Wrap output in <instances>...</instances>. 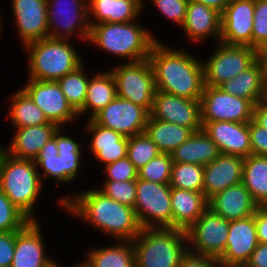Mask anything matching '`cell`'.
Masks as SVG:
<instances>
[{
	"label": "cell",
	"mask_w": 267,
	"mask_h": 267,
	"mask_svg": "<svg viewBox=\"0 0 267 267\" xmlns=\"http://www.w3.org/2000/svg\"><path fill=\"white\" fill-rule=\"evenodd\" d=\"M95 187L58 194L55 205L101 236L106 235L109 241H133L142 229L134 208L111 199Z\"/></svg>",
	"instance_id": "obj_1"
},
{
	"label": "cell",
	"mask_w": 267,
	"mask_h": 267,
	"mask_svg": "<svg viewBox=\"0 0 267 267\" xmlns=\"http://www.w3.org/2000/svg\"><path fill=\"white\" fill-rule=\"evenodd\" d=\"M188 48L175 49L157 40L151 47L149 61L156 89L192 100H201L204 89L202 58Z\"/></svg>",
	"instance_id": "obj_2"
},
{
	"label": "cell",
	"mask_w": 267,
	"mask_h": 267,
	"mask_svg": "<svg viewBox=\"0 0 267 267\" xmlns=\"http://www.w3.org/2000/svg\"><path fill=\"white\" fill-rule=\"evenodd\" d=\"M140 19L128 23L90 25L88 46L93 45L116 60L124 59V63L148 59L152 45L161 39L151 32L152 29L144 27Z\"/></svg>",
	"instance_id": "obj_3"
},
{
	"label": "cell",
	"mask_w": 267,
	"mask_h": 267,
	"mask_svg": "<svg viewBox=\"0 0 267 267\" xmlns=\"http://www.w3.org/2000/svg\"><path fill=\"white\" fill-rule=\"evenodd\" d=\"M22 51L28 61L26 79L58 81L85 62L74 40L47 37L27 44Z\"/></svg>",
	"instance_id": "obj_4"
},
{
	"label": "cell",
	"mask_w": 267,
	"mask_h": 267,
	"mask_svg": "<svg viewBox=\"0 0 267 267\" xmlns=\"http://www.w3.org/2000/svg\"><path fill=\"white\" fill-rule=\"evenodd\" d=\"M45 186L32 159H18L4 152L0 161V189L30 221H39L35 209Z\"/></svg>",
	"instance_id": "obj_5"
},
{
	"label": "cell",
	"mask_w": 267,
	"mask_h": 267,
	"mask_svg": "<svg viewBox=\"0 0 267 267\" xmlns=\"http://www.w3.org/2000/svg\"><path fill=\"white\" fill-rule=\"evenodd\" d=\"M132 243L136 267H179L188 251L186 232L177 228H142Z\"/></svg>",
	"instance_id": "obj_6"
},
{
	"label": "cell",
	"mask_w": 267,
	"mask_h": 267,
	"mask_svg": "<svg viewBox=\"0 0 267 267\" xmlns=\"http://www.w3.org/2000/svg\"><path fill=\"white\" fill-rule=\"evenodd\" d=\"M111 68L108 69L114 77L117 96L142 106L150 113L157 89L149 59L133 63L121 61Z\"/></svg>",
	"instance_id": "obj_7"
},
{
	"label": "cell",
	"mask_w": 267,
	"mask_h": 267,
	"mask_svg": "<svg viewBox=\"0 0 267 267\" xmlns=\"http://www.w3.org/2000/svg\"><path fill=\"white\" fill-rule=\"evenodd\" d=\"M47 16L48 37L88 43L91 27L87 0H47Z\"/></svg>",
	"instance_id": "obj_8"
},
{
	"label": "cell",
	"mask_w": 267,
	"mask_h": 267,
	"mask_svg": "<svg viewBox=\"0 0 267 267\" xmlns=\"http://www.w3.org/2000/svg\"><path fill=\"white\" fill-rule=\"evenodd\" d=\"M213 51L202 60L204 86L219 87L256 61V49L249 46L214 43Z\"/></svg>",
	"instance_id": "obj_9"
},
{
	"label": "cell",
	"mask_w": 267,
	"mask_h": 267,
	"mask_svg": "<svg viewBox=\"0 0 267 267\" xmlns=\"http://www.w3.org/2000/svg\"><path fill=\"white\" fill-rule=\"evenodd\" d=\"M134 210L142 228H172L171 186L137 178Z\"/></svg>",
	"instance_id": "obj_10"
},
{
	"label": "cell",
	"mask_w": 267,
	"mask_h": 267,
	"mask_svg": "<svg viewBox=\"0 0 267 267\" xmlns=\"http://www.w3.org/2000/svg\"><path fill=\"white\" fill-rule=\"evenodd\" d=\"M185 232L190 252L219 259L226 248L229 221L208 207Z\"/></svg>",
	"instance_id": "obj_11"
},
{
	"label": "cell",
	"mask_w": 267,
	"mask_h": 267,
	"mask_svg": "<svg viewBox=\"0 0 267 267\" xmlns=\"http://www.w3.org/2000/svg\"><path fill=\"white\" fill-rule=\"evenodd\" d=\"M21 88L34 103L45 113L47 119L58 127H67L79 122L78 112L71 106L61 91L57 81L25 79ZM78 119V120H77ZM77 120V121H76ZM69 126V127H68Z\"/></svg>",
	"instance_id": "obj_12"
},
{
	"label": "cell",
	"mask_w": 267,
	"mask_h": 267,
	"mask_svg": "<svg viewBox=\"0 0 267 267\" xmlns=\"http://www.w3.org/2000/svg\"><path fill=\"white\" fill-rule=\"evenodd\" d=\"M200 102L201 122L249 123L253 119L254 105L249 100L226 93L220 87L204 86Z\"/></svg>",
	"instance_id": "obj_13"
},
{
	"label": "cell",
	"mask_w": 267,
	"mask_h": 267,
	"mask_svg": "<svg viewBox=\"0 0 267 267\" xmlns=\"http://www.w3.org/2000/svg\"><path fill=\"white\" fill-rule=\"evenodd\" d=\"M149 115L150 113L142 106L116 96L92 119L97 124L129 138L145 131Z\"/></svg>",
	"instance_id": "obj_14"
},
{
	"label": "cell",
	"mask_w": 267,
	"mask_h": 267,
	"mask_svg": "<svg viewBox=\"0 0 267 267\" xmlns=\"http://www.w3.org/2000/svg\"><path fill=\"white\" fill-rule=\"evenodd\" d=\"M10 2L15 33L22 47L48 37L47 0H11Z\"/></svg>",
	"instance_id": "obj_15"
},
{
	"label": "cell",
	"mask_w": 267,
	"mask_h": 267,
	"mask_svg": "<svg viewBox=\"0 0 267 267\" xmlns=\"http://www.w3.org/2000/svg\"><path fill=\"white\" fill-rule=\"evenodd\" d=\"M150 116L156 120L202 130L201 102L156 90Z\"/></svg>",
	"instance_id": "obj_16"
},
{
	"label": "cell",
	"mask_w": 267,
	"mask_h": 267,
	"mask_svg": "<svg viewBox=\"0 0 267 267\" xmlns=\"http://www.w3.org/2000/svg\"><path fill=\"white\" fill-rule=\"evenodd\" d=\"M41 226V220L29 221L21 230L15 231V252L11 267H48L55 261L46 251V238Z\"/></svg>",
	"instance_id": "obj_17"
},
{
	"label": "cell",
	"mask_w": 267,
	"mask_h": 267,
	"mask_svg": "<svg viewBox=\"0 0 267 267\" xmlns=\"http://www.w3.org/2000/svg\"><path fill=\"white\" fill-rule=\"evenodd\" d=\"M255 0H230L221 14L219 42L252 47Z\"/></svg>",
	"instance_id": "obj_18"
},
{
	"label": "cell",
	"mask_w": 267,
	"mask_h": 267,
	"mask_svg": "<svg viewBox=\"0 0 267 267\" xmlns=\"http://www.w3.org/2000/svg\"><path fill=\"white\" fill-rule=\"evenodd\" d=\"M258 244L254 215L231 220L226 248L218 260L225 267H244Z\"/></svg>",
	"instance_id": "obj_19"
},
{
	"label": "cell",
	"mask_w": 267,
	"mask_h": 267,
	"mask_svg": "<svg viewBox=\"0 0 267 267\" xmlns=\"http://www.w3.org/2000/svg\"><path fill=\"white\" fill-rule=\"evenodd\" d=\"M83 130L87 132L89 139L85 144L86 151L94 157V161L101 163V166L114 163L117 160L127 157L128 137L122 136L113 129L97 124L93 119L85 120ZM90 141V142H89Z\"/></svg>",
	"instance_id": "obj_20"
},
{
	"label": "cell",
	"mask_w": 267,
	"mask_h": 267,
	"mask_svg": "<svg viewBox=\"0 0 267 267\" xmlns=\"http://www.w3.org/2000/svg\"><path fill=\"white\" fill-rule=\"evenodd\" d=\"M221 21V13L215 9L189 0L186 19L180 29L183 30L187 43L191 45L207 43L208 39L210 43H212L210 40L216 43L221 36Z\"/></svg>",
	"instance_id": "obj_21"
},
{
	"label": "cell",
	"mask_w": 267,
	"mask_h": 267,
	"mask_svg": "<svg viewBox=\"0 0 267 267\" xmlns=\"http://www.w3.org/2000/svg\"><path fill=\"white\" fill-rule=\"evenodd\" d=\"M202 129L223 154L246 158L252 154L249 123L202 122Z\"/></svg>",
	"instance_id": "obj_22"
},
{
	"label": "cell",
	"mask_w": 267,
	"mask_h": 267,
	"mask_svg": "<svg viewBox=\"0 0 267 267\" xmlns=\"http://www.w3.org/2000/svg\"><path fill=\"white\" fill-rule=\"evenodd\" d=\"M244 158L221 153L204 166L203 194L209 201L228 187L242 183Z\"/></svg>",
	"instance_id": "obj_23"
},
{
	"label": "cell",
	"mask_w": 267,
	"mask_h": 267,
	"mask_svg": "<svg viewBox=\"0 0 267 267\" xmlns=\"http://www.w3.org/2000/svg\"><path fill=\"white\" fill-rule=\"evenodd\" d=\"M59 127L55 123L13 129L5 153L18 159L34 160Z\"/></svg>",
	"instance_id": "obj_24"
},
{
	"label": "cell",
	"mask_w": 267,
	"mask_h": 267,
	"mask_svg": "<svg viewBox=\"0 0 267 267\" xmlns=\"http://www.w3.org/2000/svg\"><path fill=\"white\" fill-rule=\"evenodd\" d=\"M208 207L228 221L254 215L259 205L243 183L226 188L208 201Z\"/></svg>",
	"instance_id": "obj_25"
},
{
	"label": "cell",
	"mask_w": 267,
	"mask_h": 267,
	"mask_svg": "<svg viewBox=\"0 0 267 267\" xmlns=\"http://www.w3.org/2000/svg\"><path fill=\"white\" fill-rule=\"evenodd\" d=\"M89 24L128 23L143 15V0H87Z\"/></svg>",
	"instance_id": "obj_26"
},
{
	"label": "cell",
	"mask_w": 267,
	"mask_h": 267,
	"mask_svg": "<svg viewBox=\"0 0 267 267\" xmlns=\"http://www.w3.org/2000/svg\"><path fill=\"white\" fill-rule=\"evenodd\" d=\"M219 87L235 97L249 100L254 106L267 99V78L257 60Z\"/></svg>",
	"instance_id": "obj_27"
},
{
	"label": "cell",
	"mask_w": 267,
	"mask_h": 267,
	"mask_svg": "<svg viewBox=\"0 0 267 267\" xmlns=\"http://www.w3.org/2000/svg\"><path fill=\"white\" fill-rule=\"evenodd\" d=\"M172 228L186 231L208 208L203 193L171 188Z\"/></svg>",
	"instance_id": "obj_28"
},
{
	"label": "cell",
	"mask_w": 267,
	"mask_h": 267,
	"mask_svg": "<svg viewBox=\"0 0 267 267\" xmlns=\"http://www.w3.org/2000/svg\"><path fill=\"white\" fill-rule=\"evenodd\" d=\"M117 96L114 77L109 69L95 71L90 76L84 106L78 111L79 118L92 119ZM89 114V115H88Z\"/></svg>",
	"instance_id": "obj_29"
},
{
	"label": "cell",
	"mask_w": 267,
	"mask_h": 267,
	"mask_svg": "<svg viewBox=\"0 0 267 267\" xmlns=\"http://www.w3.org/2000/svg\"><path fill=\"white\" fill-rule=\"evenodd\" d=\"M65 129V127H59L53 134L57 142L58 155L62 163L63 186L80 180L81 175L84 177L82 168L86 166L82 165V161L84 162L82 154L86 150L84 143L87 141L86 138L84 140L80 139L81 141H79V138L76 140V138L72 137V134L69 135V131L66 133Z\"/></svg>",
	"instance_id": "obj_30"
},
{
	"label": "cell",
	"mask_w": 267,
	"mask_h": 267,
	"mask_svg": "<svg viewBox=\"0 0 267 267\" xmlns=\"http://www.w3.org/2000/svg\"><path fill=\"white\" fill-rule=\"evenodd\" d=\"M112 243L88 248L85 262L89 267H136L132 241L111 240Z\"/></svg>",
	"instance_id": "obj_31"
},
{
	"label": "cell",
	"mask_w": 267,
	"mask_h": 267,
	"mask_svg": "<svg viewBox=\"0 0 267 267\" xmlns=\"http://www.w3.org/2000/svg\"><path fill=\"white\" fill-rule=\"evenodd\" d=\"M170 154L173 162L205 166L215 160L221 152L216 143L202 129L194 132Z\"/></svg>",
	"instance_id": "obj_32"
},
{
	"label": "cell",
	"mask_w": 267,
	"mask_h": 267,
	"mask_svg": "<svg viewBox=\"0 0 267 267\" xmlns=\"http://www.w3.org/2000/svg\"><path fill=\"white\" fill-rule=\"evenodd\" d=\"M9 97L7 119L14 129L52 123L21 87L10 93Z\"/></svg>",
	"instance_id": "obj_33"
},
{
	"label": "cell",
	"mask_w": 267,
	"mask_h": 267,
	"mask_svg": "<svg viewBox=\"0 0 267 267\" xmlns=\"http://www.w3.org/2000/svg\"><path fill=\"white\" fill-rule=\"evenodd\" d=\"M144 132L161 153H171L194 133L190 128L156 120L150 115Z\"/></svg>",
	"instance_id": "obj_34"
},
{
	"label": "cell",
	"mask_w": 267,
	"mask_h": 267,
	"mask_svg": "<svg viewBox=\"0 0 267 267\" xmlns=\"http://www.w3.org/2000/svg\"><path fill=\"white\" fill-rule=\"evenodd\" d=\"M242 183L259 207L267 202V156L244 158Z\"/></svg>",
	"instance_id": "obj_35"
},
{
	"label": "cell",
	"mask_w": 267,
	"mask_h": 267,
	"mask_svg": "<svg viewBox=\"0 0 267 267\" xmlns=\"http://www.w3.org/2000/svg\"><path fill=\"white\" fill-rule=\"evenodd\" d=\"M87 70L89 69L83 63L75 71L57 81L66 99L77 112L84 106L89 79L94 73Z\"/></svg>",
	"instance_id": "obj_36"
},
{
	"label": "cell",
	"mask_w": 267,
	"mask_h": 267,
	"mask_svg": "<svg viewBox=\"0 0 267 267\" xmlns=\"http://www.w3.org/2000/svg\"><path fill=\"white\" fill-rule=\"evenodd\" d=\"M33 161L37 165L38 173L44 184H46L45 181H48L50 178L49 181L53 180L56 182L54 185H63L61 158L58 155L57 142L53 136L43 146Z\"/></svg>",
	"instance_id": "obj_37"
},
{
	"label": "cell",
	"mask_w": 267,
	"mask_h": 267,
	"mask_svg": "<svg viewBox=\"0 0 267 267\" xmlns=\"http://www.w3.org/2000/svg\"><path fill=\"white\" fill-rule=\"evenodd\" d=\"M204 166L192 163L173 162L171 188L203 193Z\"/></svg>",
	"instance_id": "obj_38"
},
{
	"label": "cell",
	"mask_w": 267,
	"mask_h": 267,
	"mask_svg": "<svg viewBox=\"0 0 267 267\" xmlns=\"http://www.w3.org/2000/svg\"><path fill=\"white\" fill-rule=\"evenodd\" d=\"M161 152L145 132L128 138L127 158L137 170L141 169Z\"/></svg>",
	"instance_id": "obj_39"
},
{
	"label": "cell",
	"mask_w": 267,
	"mask_h": 267,
	"mask_svg": "<svg viewBox=\"0 0 267 267\" xmlns=\"http://www.w3.org/2000/svg\"><path fill=\"white\" fill-rule=\"evenodd\" d=\"M173 160L170 153H160L141 169L138 178L159 184H169L171 180Z\"/></svg>",
	"instance_id": "obj_40"
},
{
	"label": "cell",
	"mask_w": 267,
	"mask_h": 267,
	"mask_svg": "<svg viewBox=\"0 0 267 267\" xmlns=\"http://www.w3.org/2000/svg\"><path fill=\"white\" fill-rule=\"evenodd\" d=\"M97 188L111 199L134 208L136 201V180H101L100 186Z\"/></svg>",
	"instance_id": "obj_41"
},
{
	"label": "cell",
	"mask_w": 267,
	"mask_h": 267,
	"mask_svg": "<svg viewBox=\"0 0 267 267\" xmlns=\"http://www.w3.org/2000/svg\"><path fill=\"white\" fill-rule=\"evenodd\" d=\"M29 221L0 189V232L19 231Z\"/></svg>",
	"instance_id": "obj_42"
},
{
	"label": "cell",
	"mask_w": 267,
	"mask_h": 267,
	"mask_svg": "<svg viewBox=\"0 0 267 267\" xmlns=\"http://www.w3.org/2000/svg\"><path fill=\"white\" fill-rule=\"evenodd\" d=\"M146 1L143 0V11L148 6L146 4L150 2L153 4L152 7L167 21L172 22L175 26L177 25L176 28L179 26L180 29L183 26L189 0H148L147 3Z\"/></svg>",
	"instance_id": "obj_43"
},
{
	"label": "cell",
	"mask_w": 267,
	"mask_h": 267,
	"mask_svg": "<svg viewBox=\"0 0 267 267\" xmlns=\"http://www.w3.org/2000/svg\"><path fill=\"white\" fill-rule=\"evenodd\" d=\"M103 168V173H106L103 178L101 177L102 180L130 181L138 178V170L127 157L103 166Z\"/></svg>",
	"instance_id": "obj_44"
},
{
	"label": "cell",
	"mask_w": 267,
	"mask_h": 267,
	"mask_svg": "<svg viewBox=\"0 0 267 267\" xmlns=\"http://www.w3.org/2000/svg\"><path fill=\"white\" fill-rule=\"evenodd\" d=\"M267 40V0H255L252 47L255 49Z\"/></svg>",
	"instance_id": "obj_45"
},
{
	"label": "cell",
	"mask_w": 267,
	"mask_h": 267,
	"mask_svg": "<svg viewBox=\"0 0 267 267\" xmlns=\"http://www.w3.org/2000/svg\"><path fill=\"white\" fill-rule=\"evenodd\" d=\"M249 133L252 154L267 156V129L252 119L249 122Z\"/></svg>",
	"instance_id": "obj_46"
},
{
	"label": "cell",
	"mask_w": 267,
	"mask_h": 267,
	"mask_svg": "<svg viewBox=\"0 0 267 267\" xmlns=\"http://www.w3.org/2000/svg\"><path fill=\"white\" fill-rule=\"evenodd\" d=\"M15 252V231L0 232V267H11Z\"/></svg>",
	"instance_id": "obj_47"
},
{
	"label": "cell",
	"mask_w": 267,
	"mask_h": 267,
	"mask_svg": "<svg viewBox=\"0 0 267 267\" xmlns=\"http://www.w3.org/2000/svg\"><path fill=\"white\" fill-rule=\"evenodd\" d=\"M179 267H225L218 258L195 254L189 250L183 255Z\"/></svg>",
	"instance_id": "obj_48"
},
{
	"label": "cell",
	"mask_w": 267,
	"mask_h": 267,
	"mask_svg": "<svg viewBox=\"0 0 267 267\" xmlns=\"http://www.w3.org/2000/svg\"><path fill=\"white\" fill-rule=\"evenodd\" d=\"M257 239L259 243H267V211L259 207L254 213Z\"/></svg>",
	"instance_id": "obj_49"
},
{
	"label": "cell",
	"mask_w": 267,
	"mask_h": 267,
	"mask_svg": "<svg viewBox=\"0 0 267 267\" xmlns=\"http://www.w3.org/2000/svg\"><path fill=\"white\" fill-rule=\"evenodd\" d=\"M244 267H267V243H259Z\"/></svg>",
	"instance_id": "obj_50"
},
{
	"label": "cell",
	"mask_w": 267,
	"mask_h": 267,
	"mask_svg": "<svg viewBox=\"0 0 267 267\" xmlns=\"http://www.w3.org/2000/svg\"><path fill=\"white\" fill-rule=\"evenodd\" d=\"M253 119L267 129V99L257 103L253 108Z\"/></svg>",
	"instance_id": "obj_51"
},
{
	"label": "cell",
	"mask_w": 267,
	"mask_h": 267,
	"mask_svg": "<svg viewBox=\"0 0 267 267\" xmlns=\"http://www.w3.org/2000/svg\"><path fill=\"white\" fill-rule=\"evenodd\" d=\"M256 60L267 78V40L256 48Z\"/></svg>",
	"instance_id": "obj_52"
},
{
	"label": "cell",
	"mask_w": 267,
	"mask_h": 267,
	"mask_svg": "<svg viewBox=\"0 0 267 267\" xmlns=\"http://www.w3.org/2000/svg\"><path fill=\"white\" fill-rule=\"evenodd\" d=\"M197 3L204 4L210 8L215 9L219 13H223L230 0H191Z\"/></svg>",
	"instance_id": "obj_53"
},
{
	"label": "cell",
	"mask_w": 267,
	"mask_h": 267,
	"mask_svg": "<svg viewBox=\"0 0 267 267\" xmlns=\"http://www.w3.org/2000/svg\"><path fill=\"white\" fill-rule=\"evenodd\" d=\"M57 260H58V259L56 258V260L53 261L48 267H66L65 265L62 266L63 264H61V262L59 263ZM71 267H72V266H71Z\"/></svg>",
	"instance_id": "obj_54"
},
{
	"label": "cell",
	"mask_w": 267,
	"mask_h": 267,
	"mask_svg": "<svg viewBox=\"0 0 267 267\" xmlns=\"http://www.w3.org/2000/svg\"><path fill=\"white\" fill-rule=\"evenodd\" d=\"M72 267H89L85 262L81 260L78 263L76 262L75 264H72Z\"/></svg>",
	"instance_id": "obj_55"
},
{
	"label": "cell",
	"mask_w": 267,
	"mask_h": 267,
	"mask_svg": "<svg viewBox=\"0 0 267 267\" xmlns=\"http://www.w3.org/2000/svg\"><path fill=\"white\" fill-rule=\"evenodd\" d=\"M3 16L1 15L0 16V39H1V35L3 34L2 32L4 31L2 28H4L3 27Z\"/></svg>",
	"instance_id": "obj_56"
},
{
	"label": "cell",
	"mask_w": 267,
	"mask_h": 267,
	"mask_svg": "<svg viewBox=\"0 0 267 267\" xmlns=\"http://www.w3.org/2000/svg\"><path fill=\"white\" fill-rule=\"evenodd\" d=\"M4 144L5 143H0V161H1V158H2V156H3V154H4V152H5V150H4Z\"/></svg>",
	"instance_id": "obj_57"
},
{
	"label": "cell",
	"mask_w": 267,
	"mask_h": 267,
	"mask_svg": "<svg viewBox=\"0 0 267 267\" xmlns=\"http://www.w3.org/2000/svg\"><path fill=\"white\" fill-rule=\"evenodd\" d=\"M262 208L267 211V202L262 206Z\"/></svg>",
	"instance_id": "obj_58"
}]
</instances>
